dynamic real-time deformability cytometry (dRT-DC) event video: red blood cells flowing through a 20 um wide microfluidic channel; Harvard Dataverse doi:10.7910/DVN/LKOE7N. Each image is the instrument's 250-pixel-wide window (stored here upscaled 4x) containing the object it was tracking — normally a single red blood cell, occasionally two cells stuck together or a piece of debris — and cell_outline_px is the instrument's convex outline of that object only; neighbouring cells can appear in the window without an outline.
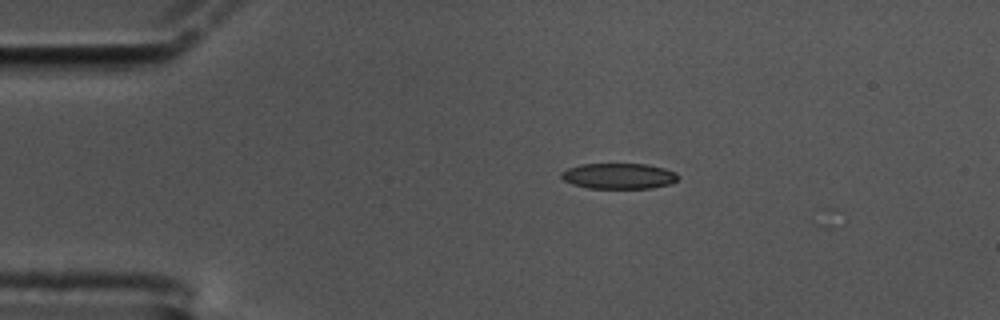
{"species": "common noctule bat (a hibernating species)", "species_latin": "Nyctalus noctula", "temperature_condition": "cold", "stored_images_in_passage": 4, "camera_frame_rate_fps": 3000, "um_per_image_px": 0.085, "animal": {"sex": "male", "body_mass_g": 17.5, "forearm_length_mm": 52.3}, "frame": {"image": 1, "passage_image": 1, "time_ms": 0.0, "image_size_px": [1000, 320], "cell_outline_px": [[680, 176], [672, 184], [652, 188], [588, 188], [572, 184], [564, 180], [560, 176], [560, 172], [568, 168], [580, 164], [648, 164], [664, 168], [676, 172]], "centroid_in_image_um": [52.61, 14.96], "position_along_channel_um": 32.4, "area_um2": 17.63}}